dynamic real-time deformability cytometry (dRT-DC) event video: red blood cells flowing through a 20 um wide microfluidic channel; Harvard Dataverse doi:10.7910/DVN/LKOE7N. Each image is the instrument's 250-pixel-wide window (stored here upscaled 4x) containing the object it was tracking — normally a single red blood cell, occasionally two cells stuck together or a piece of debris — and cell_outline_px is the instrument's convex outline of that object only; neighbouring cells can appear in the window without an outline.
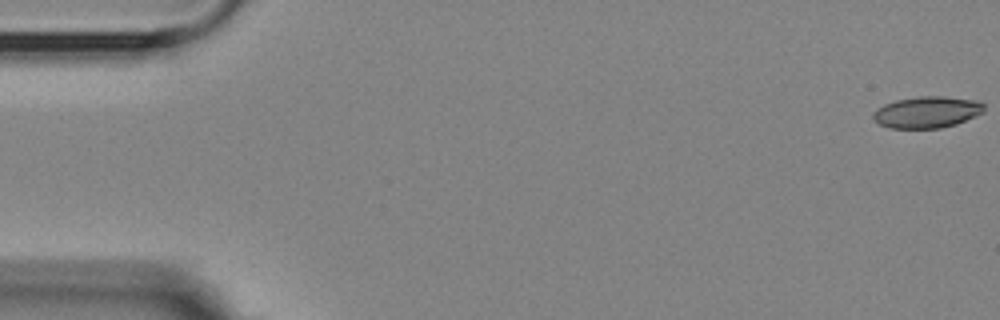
{"species": "Egyptian fruit bat (a non-hibernating species)", "species_latin": "Rousettus aegyptiacus", "temperature_condition": "room temperature", "stored_images_in_passage": 4, "camera_frame_rate_fps": 3000, "um_per_image_px": 0.085, "animal": {"sex": "female"}, "frame": {"image": 1, "passage_image": 1, "time_ms": 0.0, "image_size_px": [1000, 320], "cell_outline_px": [[984, 112], [956, 124], [940, 128], [888, 128], [880, 124], [872, 116], [872, 112], [884, 104], [896, 100], [920, 96], [944, 96], [976, 100], [984, 104]], "centroid_in_image_um": [78.79, 9.53], "position_along_channel_um": 6.2, "area_um2": 20.35}}